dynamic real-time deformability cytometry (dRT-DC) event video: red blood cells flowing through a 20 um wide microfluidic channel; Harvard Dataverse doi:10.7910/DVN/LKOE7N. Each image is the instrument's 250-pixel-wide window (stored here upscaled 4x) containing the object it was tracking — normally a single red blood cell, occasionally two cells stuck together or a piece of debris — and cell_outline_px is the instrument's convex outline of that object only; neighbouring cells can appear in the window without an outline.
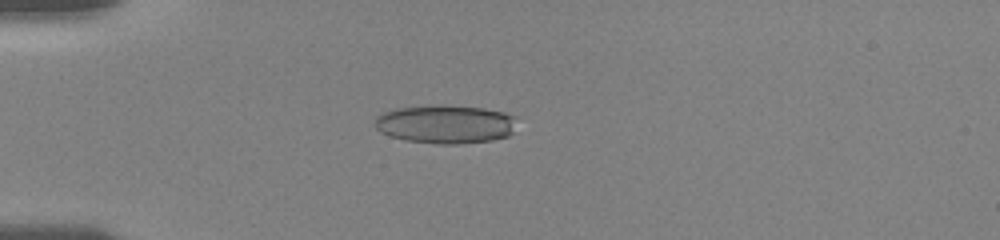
{"species": "human", "species_latin": "Homo sapiens", "temperature_condition": "room temperature", "stored_images_in_passage": 29, "camera_frame_rate_fps": 3000, "um_per_image_px": 0.085, "donor": {"sex": "female"}, "frame": {"image": 1, "passage_image": 23, "time_ms": 4.667, "image_size_px": [1000, 240], "cell_outline_px": [[516, 116], [512, 132], [508, 136], [492, 140], [456, 144], [436, 144], [408, 140], [392, 136], [380, 132], [376, 128], [376, 116], [384, 112], [396, 108], [440, 104], [444, 104], [484, 108], [504, 112]], "centroid_in_image_um": [37.88, 10.54], "position_along_channel_um": 47.1, "area_um2": 31.96}}